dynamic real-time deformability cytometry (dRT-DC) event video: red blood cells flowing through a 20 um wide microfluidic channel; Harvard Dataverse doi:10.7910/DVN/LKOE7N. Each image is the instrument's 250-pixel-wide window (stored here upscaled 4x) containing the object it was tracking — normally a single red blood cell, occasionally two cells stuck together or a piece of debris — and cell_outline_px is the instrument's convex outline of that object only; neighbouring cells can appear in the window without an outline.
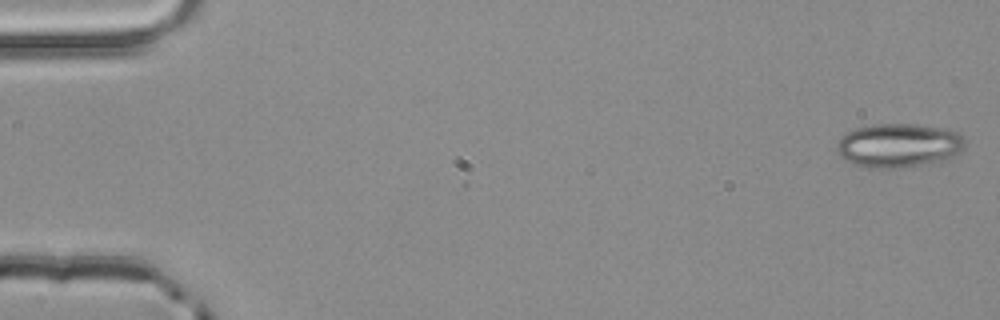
{"species": "common noctule bat (a hibernating species)", "species_latin": "Nyctalus noctula", "temperature_condition": "room temperature", "stored_images_in_passage": 33, "camera_frame_rate_fps": 3000, "um_per_image_px": 0.085, "animal": {"sex": "male", "body_mass_g": 20.4}, "frame": {"image": 1, "passage_image": 1, "time_ms": 0.0, "image_size_px": [1000, 320], "cell_outline_px": [[964, 148], [960, 152], [948, 160], [924, 164], [896, 168], [868, 168], [852, 164], [844, 160], [836, 152], [836, 140], [844, 132], [856, 128], [872, 124], [916, 124], [940, 128], [960, 132], [964, 136]], "centroid_in_image_um": [76.35, 12.36], "position_along_channel_um": 8.7, "area_um2": 33.47}}
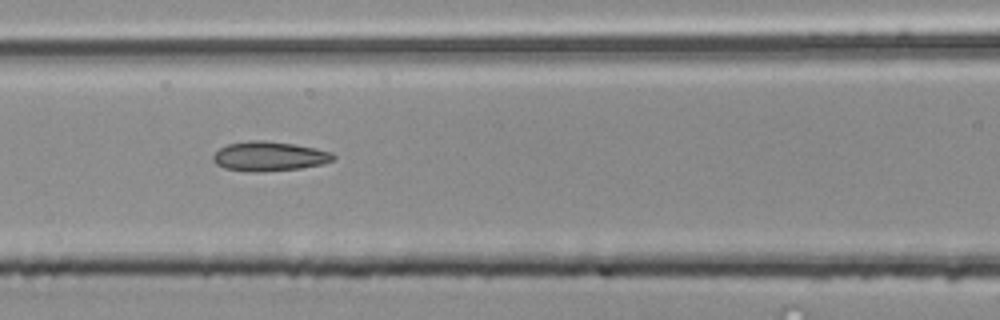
{"frame": {"image": 2, "passage_image": 23, "time_ms": 7.333, "image_size_px": [1000, 320], "cell_outline_px": [[336, 160], [324, 164], [300, 168], [224, 168], [216, 164], [212, 160], [212, 156], [220, 148], [228, 144], [248, 140], [264, 140], [296, 144], [316, 148], [332, 152], [336, 156]], "centroid_in_image_um": [22.97, 13.21], "position_along_channel_um": 143.6, "area_um2": 19.71}}
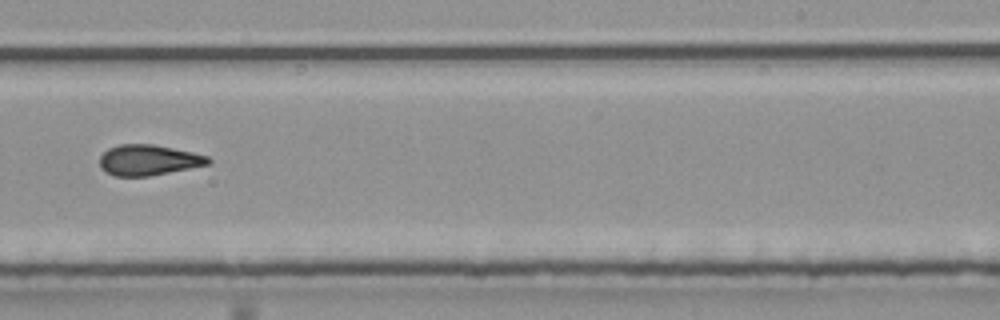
{"frame": {"image": 3, "passage_image": 33, "time_ms": 10.667, "image_size_px": [1000, 320], "cell_outline_px": [[212, 164], [148, 176], [112, 176], [104, 172], [100, 168], [100, 156], [108, 148], [120, 144], [152, 144], [192, 152], [208, 156], [212, 160]], "centroid_in_image_um": [12.61, 13.61], "position_along_channel_um": 276.4, "area_um2": 19.48}}